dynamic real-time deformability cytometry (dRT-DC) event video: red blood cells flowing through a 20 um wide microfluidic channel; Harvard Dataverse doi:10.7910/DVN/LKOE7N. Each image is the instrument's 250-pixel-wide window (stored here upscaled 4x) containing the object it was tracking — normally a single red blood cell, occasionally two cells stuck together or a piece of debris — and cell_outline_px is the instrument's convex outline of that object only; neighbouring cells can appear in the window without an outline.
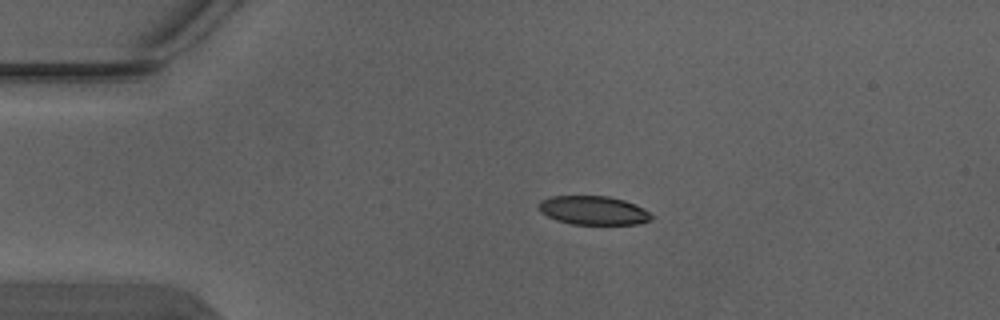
{"species": "Egyptian fruit bat (a non-hibernating species)", "species_latin": "Rousettus aegyptiacus", "temperature_condition": "warm", "stored_images_in_passage": 3, "camera_frame_rate_fps": 3000, "um_per_image_px": 0.085, "animal": {"sex": "male"}, "frame": {"image": 1, "passage_image": 2, "time_ms": 0.333, "image_size_px": [1000, 320], "cell_outline_px": [[652, 220], [640, 224], [572, 224], [556, 220], [540, 212], [536, 208], [540, 200], [548, 196], [608, 196], [624, 200], [636, 204], [644, 208], [652, 216]], "centroid_in_image_um": [50.41, 17.88], "position_along_channel_um": 34.6, "area_um2": 19.13}}